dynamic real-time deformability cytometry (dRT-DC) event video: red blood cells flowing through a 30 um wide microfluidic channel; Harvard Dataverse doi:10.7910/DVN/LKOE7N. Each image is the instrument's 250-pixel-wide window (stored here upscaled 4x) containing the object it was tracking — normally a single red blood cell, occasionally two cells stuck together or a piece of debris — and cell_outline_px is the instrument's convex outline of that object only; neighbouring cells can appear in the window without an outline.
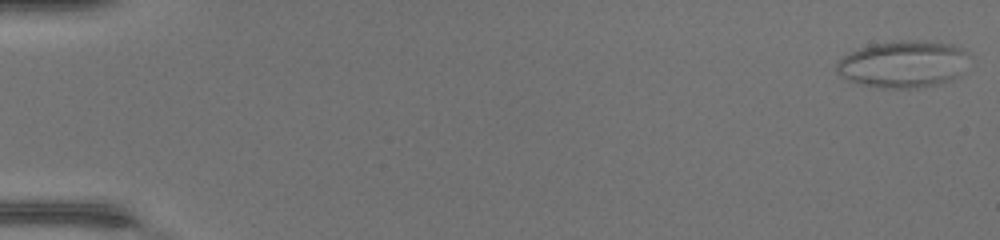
{"species": "common noctule bat (a hibernating species)", "species_latin": "Nyctalus noctula", "temperature_condition": "warm", "stored_images_in_passage": 47, "camera_frame_rate_fps": 3000, "um_per_image_px": 0.085, "animal": {"sex": "female", "body_mass_g": 17.0, "forearm_length_mm": 48.0}, "frame": {"image": 1, "passage_image": 1, "time_ms": 0.0, "image_size_px": [1000, 240], "cell_outline_px": [[968, 52], [960, 76], [952, 80], [940, 84], [920, 88], [884, 88], [860, 84], [848, 80], [836, 72], [836, 64], [844, 56], [860, 48], [872, 44], [900, 40], [928, 40], [952, 44], [964, 48]], "centroid_in_image_um": [76.8, 5.45], "position_along_channel_um": 8.2, "area_um2": 36.47}}
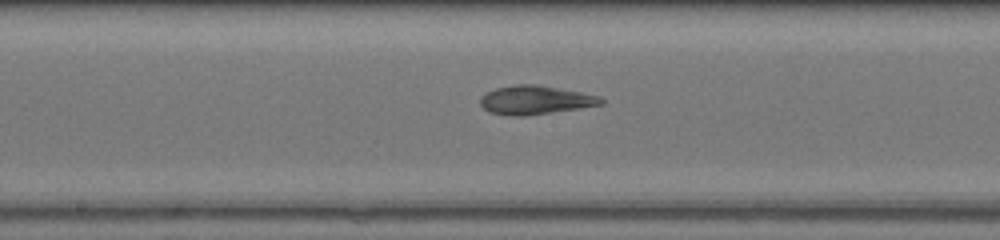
{"frame": {"image": 2, "passage_image": 26, "time_ms": 8.333, "image_size_px": [1000, 240], "cell_outline_px": [[604, 104], [580, 108], [524, 116], [512, 116], [488, 112], [480, 104], [480, 96], [496, 88], [516, 84], [536, 84], [580, 92], [600, 96], [604, 100]], "centroid_in_image_um": [45.49, 8.5], "position_along_channel_um": 202.7, "area_um2": 20.17}}
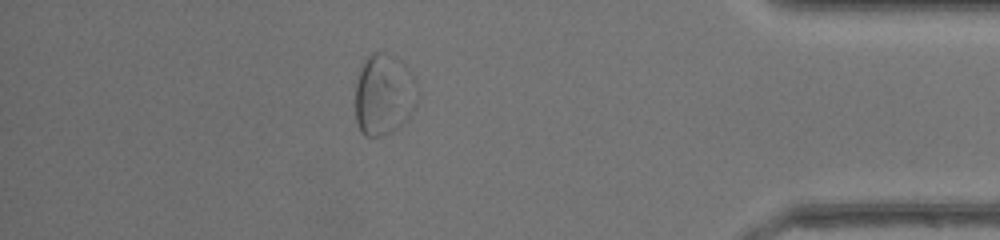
{"frame": {"image": 3, "passage_image": 42, "time_ms": 13.667, "image_size_px": [1000, 240], "cell_outline_px": [[420, 96], [416, 108], [396, 128], [380, 136], [364, 136], [360, 132], [356, 120], [356, 84], [360, 68], [364, 60], [372, 52], [380, 52], [400, 60], [408, 68], [416, 80], [420, 92]], "centroid_in_image_um": [32.66, 8.03], "position_along_channel_um": 402.5, "area_um2": 29.65}, "authors_computed_cell_mechanics": {"area_um2": 25.8944, "velocity_mm_per_s": 4.4269, "shape_relaxation_time_tau1_ms": null, "shape_relaxation_time_tau2_ms": 1.9283, "deformation_change_tau1": null, "deformation_change_tau2": 0.1038}}